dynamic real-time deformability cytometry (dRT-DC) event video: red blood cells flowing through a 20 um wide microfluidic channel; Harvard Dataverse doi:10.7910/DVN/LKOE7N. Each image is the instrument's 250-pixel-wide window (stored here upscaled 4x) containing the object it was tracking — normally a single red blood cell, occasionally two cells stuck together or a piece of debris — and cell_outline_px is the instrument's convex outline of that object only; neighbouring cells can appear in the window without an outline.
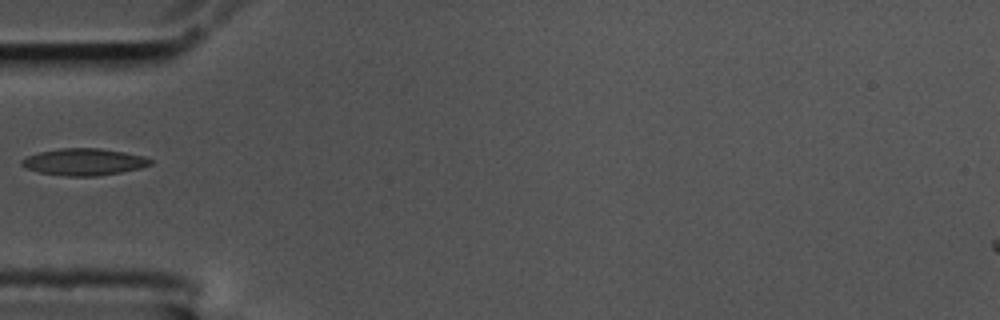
{"species": "common noctule bat (a hibernating species)", "species_latin": "Nyctalus noctula", "temperature_condition": "cold", "stored_images_in_passage": 40, "camera_frame_rate_fps": 3000, "um_per_image_px": 0.085, "animal": {"sex": "male", "body_mass_g": 17.5, "forearm_length_mm": 52.3}, "frame": {"image": 1, "passage_image": 1, "time_ms": 0.0, "image_size_px": [1000, 320], "cell_outline_px": [[152, 164], [140, 168], [120, 172], [96, 176], [64, 176], [40, 172], [24, 168], [20, 164], [20, 160], [28, 156], [40, 152], [60, 148], [100, 148], [124, 152], [144, 156], [152, 160]], "centroid_in_image_um": [7.12, 13.76], "position_along_channel_um": 77.9, "area_um2": 20.11}}
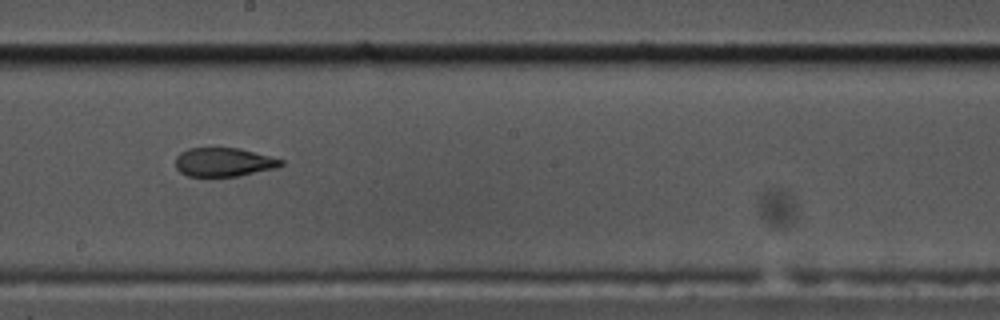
{"frame": {"image": 2, "passage_image": 14, "time_ms": 4.333, "image_size_px": [1000, 320], "cell_outline_px": [[284, 164], [276, 168], [236, 176], [188, 176], [180, 172], [176, 168], [176, 156], [180, 152], [188, 148], [240, 148], [284, 160]], "centroid_in_image_um": [19.01, 13.77], "position_along_channel_um": 229.2, "area_um2": 17.63}}
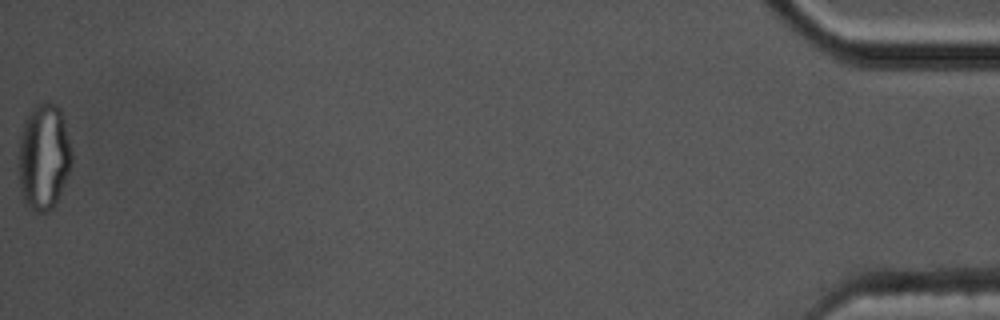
{"frame": {"image": 3, "passage_image": 40, "time_ms": 13.0, "image_size_px": [1000, 320], "cell_outline_px": [[72, 160], [68, 172], [56, 204], [48, 212], [36, 212], [24, 200], [20, 188], [20, 136], [24, 120], [32, 108], [36, 104], [44, 100], [56, 104], [60, 108], [72, 152]], "centroid_in_image_um": [3.73, 13.29], "position_along_channel_um": 431.5, "area_um2": 32.54}}